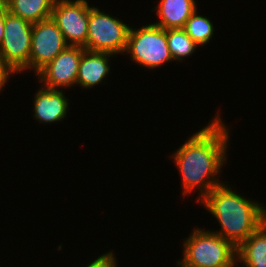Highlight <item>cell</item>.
Listing matches in <instances>:
<instances>
[{"mask_svg":"<svg viewBox=\"0 0 266 267\" xmlns=\"http://www.w3.org/2000/svg\"><path fill=\"white\" fill-rule=\"evenodd\" d=\"M217 116L208 126L193 134L173 154L176 166L181 172L183 195L193 192L196 187L202 200L213 188L222 184L218 181L220 168L226 162L229 133Z\"/></svg>","mask_w":266,"mask_h":267,"instance_id":"cell-1","label":"cell"},{"mask_svg":"<svg viewBox=\"0 0 266 267\" xmlns=\"http://www.w3.org/2000/svg\"><path fill=\"white\" fill-rule=\"evenodd\" d=\"M200 202L215 217L221 231L215 233L238 248L266 222V210L255 201L246 200L227 184L213 188Z\"/></svg>","mask_w":266,"mask_h":267,"instance_id":"cell-2","label":"cell"},{"mask_svg":"<svg viewBox=\"0 0 266 267\" xmlns=\"http://www.w3.org/2000/svg\"><path fill=\"white\" fill-rule=\"evenodd\" d=\"M183 243L181 261L187 266L234 267L237 263V248L213 231L195 229Z\"/></svg>","mask_w":266,"mask_h":267,"instance_id":"cell-3","label":"cell"},{"mask_svg":"<svg viewBox=\"0 0 266 267\" xmlns=\"http://www.w3.org/2000/svg\"><path fill=\"white\" fill-rule=\"evenodd\" d=\"M33 24L4 9V37L0 60L13 74L29 69Z\"/></svg>","mask_w":266,"mask_h":267,"instance_id":"cell-4","label":"cell"},{"mask_svg":"<svg viewBox=\"0 0 266 267\" xmlns=\"http://www.w3.org/2000/svg\"><path fill=\"white\" fill-rule=\"evenodd\" d=\"M126 52L130 53L134 62L147 69H156L174 61L168 47L166 29L156 24L145 25L138 30L130 27Z\"/></svg>","mask_w":266,"mask_h":267,"instance_id":"cell-5","label":"cell"},{"mask_svg":"<svg viewBox=\"0 0 266 267\" xmlns=\"http://www.w3.org/2000/svg\"><path fill=\"white\" fill-rule=\"evenodd\" d=\"M130 27L118 18L90 7L86 50L106 53H125Z\"/></svg>","mask_w":266,"mask_h":267,"instance_id":"cell-6","label":"cell"},{"mask_svg":"<svg viewBox=\"0 0 266 267\" xmlns=\"http://www.w3.org/2000/svg\"><path fill=\"white\" fill-rule=\"evenodd\" d=\"M90 6L86 0H56L51 18L71 46H81L86 50Z\"/></svg>","mask_w":266,"mask_h":267,"instance_id":"cell-7","label":"cell"},{"mask_svg":"<svg viewBox=\"0 0 266 267\" xmlns=\"http://www.w3.org/2000/svg\"><path fill=\"white\" fill-rule=\"evenodd\" d=\"M68 44L56 22L50 17L33 24L29 69L35 74L50 63Z\"/></svg>","mask_w":266,"mask_h":267,"instance_id":"cell-8","label":"cell"},{"mask_svg":"<svg viewBox=\"0 0 266 267\" xmlns=\"http://www.w3.org/2000/svg\"><path fill=\"white\" fill-rule=\"evenodd\" d=\"M85 49L81 46L68 45L50 63L38 73V79L45 88L57 89L77 84L81 57Z\"/></svg>","mask_w":266,"mask_h":267,"instance_id":"cell-9","label":"cell"},{"mask_svg":"<svg viewBox=\"0 0 266 267\" xmlns=\"http://www.w3.org/2000/svg\"><path fill=\"white\" fill-rule=\"evenodd\" d=\"M68 99L62 90L40 88L34 98V117L42 123L61 121L67 114Z\"/></svg>","mask_w":266,"mask_h":267,"instance_id":"cell-10","label":"cell"},{"mask_svg":"<svg viewBox=\"0 0 266 267\" xmlns=\"http://www.w3.org/2000/svg\"><path fill=\"white\" fill-rule=\"evenodd\" d=\"M114 54L85 50L79 64L77 84L85 88H92L101 83L110 73L108 60Z\"/></svg>","mask_w":266,"mask_h":267,"instance_id":"cell-11","label":"cell"},{"mask_svg":"<svg viewBox=\"0 0 266 267\" xmlns=\"http://www.w3.org/2000/svg\"><path fill=\"white\" fill-rule=\"evenodd\" d=\"M156 8L160 20L154 24L163 29H183L197 9L195 0H161Z\"/></svg>","mask_w":266,"mask_h":267,"instance_id":"cell-12","label":"cell"},{"mask_svg":"<svg viewBox=\"0 0 266 267\" xmlns=\"http://www.w3.org/2000/svg\"><path fill=\"white\" fill-rule=\"evenodd\" d=\"M236 260L246 267H266V222L237 248Z\"/></svg>","mask_w":266,"mask_h":267,"instance_id":"cell-13","label":"cell"},{"mask_svg":"<svg viewBox=\"0 0 266 267\" xmlns=\"http://www.w3.org/2000/svg\"><path fill=\"white\" fill-rule=\"evenodd\" d=\"M56 0H6L7 11L34 24L51 17Z\"/></svg>","mask_w":266,"mask_h":267,"instance_id":"cell-14","label":"cell"},{"mask_svg":"<svg viewBox=\"0 0 266 267\" xmlns=\"http://www.w3.org/2000/svg\"><path fill=\"white\" fill-rule=\"evenodd\" d=\"M166 37L170 53L175 61H181L190 56L199 46L184 29H166Z\"/></svg>","mask_w":266,"mask_h":267,"instance_id":"cell-15","label":"cell"},{"mask_svg":"<svg viewBox=\"0 0 266 267\" xmlns=\"http://www.w3.org/2000/svg\"><path fill=\"white\" fill-rule=\"evenodd\" d=\"M183 29L199 46L209 42L214 32L212 22L207 17L197 15V9L187 19Z\"/></svg>","mask_w":266,"mask_h":267,"instance_id":"cell-16","label":"cell"},{"mask_svg":"<svg viewBox=\"0 0 266 267\" xmlns=\"http://www.w3.org/2000/svg\"><path fill=\"white\" fill-rule=\"evenodd\" d=\"M116 265V258L111 251L99 256L86 267H116Z\"/></svg>","mask_w":266,"mask_h":267,"instance_id":"cell-17","label":"cell"},{"mask_svg":"<svg viewBox=\"0 0 266 267\" xmlns=\"http://www.w3.org/2000/svg\"><path fill=\"white\" fill-rule=\"evenodd\" d=\"M10 74H12L1 62L0 60V91L9 79Z\"/></svg>","mask_w":266,"mask_h":267,"instance_id":"cell-18","label":"cell"},{"mask_svg":"<svg viewBox=\"0 0 266 267\" xmlns=\"http://www.w3.org/2000/svg\"><path fill=\"white\" fill-rule=\"evenodd\" d=\"M4 37V10L0 13V46Z\"/></svg>","mask_w":266,"mask_h":267,"instance_id":"cell-19","label":"cell"},{"mask_svg":"<svg viewBox=\"0 0 266 267\" xmlns=\"http://www.w3.org/2000/svg\"><path fill=\"white\" fill-rule=\"evenodd\" d=\"M6 8L5 6V1L4 0H0V13Z\"/></svg>","mask_w":266,"mask_h":267,"instance_id":"cell-20","label":"cell"},{"mask_svg":"<svg viewBox=\"0 0 266 267\" xmlns=\"http://www.w3.org/2000/svg\"><path fill=\"white\" fill-rule=\"evenodd\" d=\"M177 265H179L181 267H192V266L185 265L181 260L180 261H177Z\"/></svg>","mask_w":266,"mask_h":267,"instance_id":"cell-21","label":"cell"}]
</instances>
